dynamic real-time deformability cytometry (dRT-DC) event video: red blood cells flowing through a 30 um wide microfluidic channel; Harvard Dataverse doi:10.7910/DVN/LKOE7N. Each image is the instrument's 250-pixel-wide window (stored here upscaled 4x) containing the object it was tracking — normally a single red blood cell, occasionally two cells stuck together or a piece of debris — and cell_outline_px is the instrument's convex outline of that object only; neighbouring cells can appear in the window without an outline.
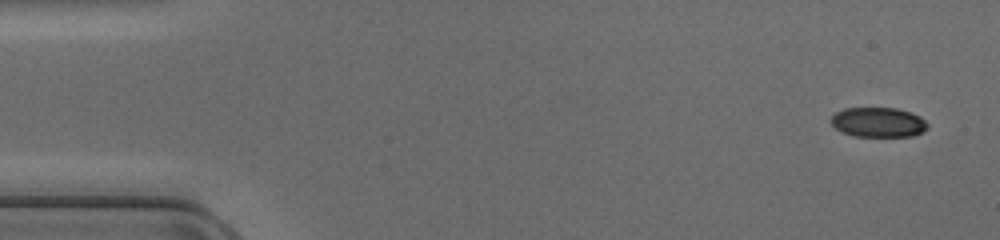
{"species": "common noctule bat (a hibernating species)", "species_latin": "Nyctalus noctula", "temperature_condition": "cold", "stored_images_in_passage": 46, "camera_frame_rate_fps": 3000, "um_per_image_px": 0.085, "animal": {"sex": "female", "body_mass_g": 17.0, "forearm_length_mm": 48.0}, "frame": {"image": 1, "passage_image": 1, "time_ms": 0.0, "image_size_px": [1000, 240], "cell_outline_px": [[928, 128], [912, 136], [852, 136], [836, 128], [828, 120], [836, 112], [844, 108], [896, 108], [912, 112], [920, 116], [928, 124]], "centroid_in_image_um": [74.64, 10.38], "position_along_channel_um": 10.4, "area_um2": 16.76}}
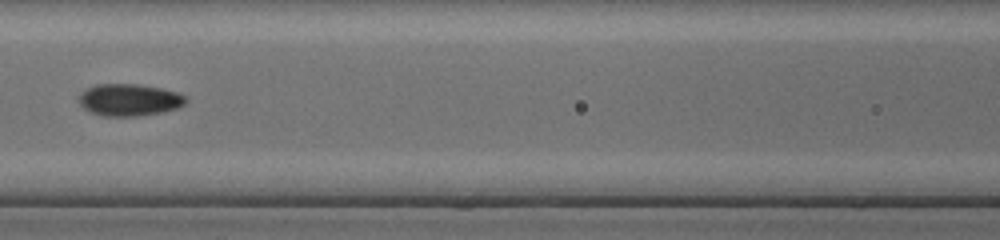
{"frame": {"image": 2, "passage_image": 20, "time_ms": 6.333, "image_size_px": [1000, 240], "cell_outline_px": [[188, 100], [184, 104], [176, 108], [164, 112], [140, 116], [104, 116], [92, 112], [84, 108], [80, 104], [80, 96], [88, 88], [96, 84], [136, 84], [160, 88], [176, 92], [184, 96]], "centroid_in_image_um": [11.02, 8.5], "position_along_channel_um": 155.6, "area_um2": 19.71}}
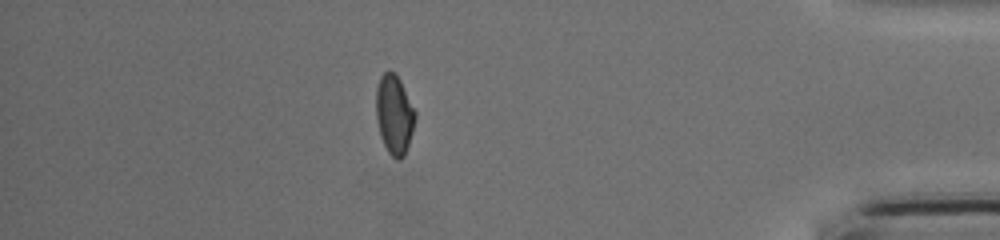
{"frame": {"image": 3, "passage_image": 40, "time_ms": 13.0, "image_size_px": [1000, 240], "cell_outline_px": [[416, 116], [412, 132], [404, 156], [400, 160], [396, 160], [388, 152], [380, 136], [376, 120], [376, 88], [380, 76], [388, 68], [400, 80], [416, 112]], "centroid_in_image_um": [33.5, 9.73], "position_along_channel_um": 401.7, "area_um2": 18.09}}